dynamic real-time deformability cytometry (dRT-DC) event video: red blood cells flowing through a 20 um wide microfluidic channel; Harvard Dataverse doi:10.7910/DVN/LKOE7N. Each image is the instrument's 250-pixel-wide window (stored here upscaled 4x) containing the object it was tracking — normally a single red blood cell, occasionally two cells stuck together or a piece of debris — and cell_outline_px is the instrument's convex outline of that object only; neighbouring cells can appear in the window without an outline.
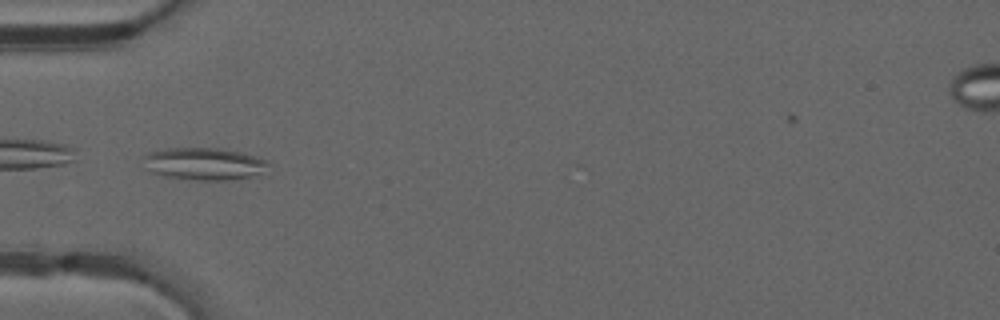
{"species": "common noctule bat (a hibernating species)", "species_latin": "Nyctalus noctula", "temperature_condition": "warm", "stored_images_in_passage": 25, "camera_frame_rate_fps": 3000, "um_per_image_px": 0.085, "animal": {"sex": "male", "forearm_length_mm": 52.5}, "frame": {"image": 1, "passage_image": 1, "time_ms": 0.0, "image_size_px": [1000, 320], "cell_outline_px": [[272, 164], [268, 176], [236, 180], [196, 180], [164, 176], [152, 172], [144, 168], [144, 156], [148, 152], [168, 148], [220, 148], [240, 152], [256, 156], [268, 160]], "centroid_in_image_um": [17.52, 13.95], "position_along_channel_um": 67.5, "area_um2": 24.57}}
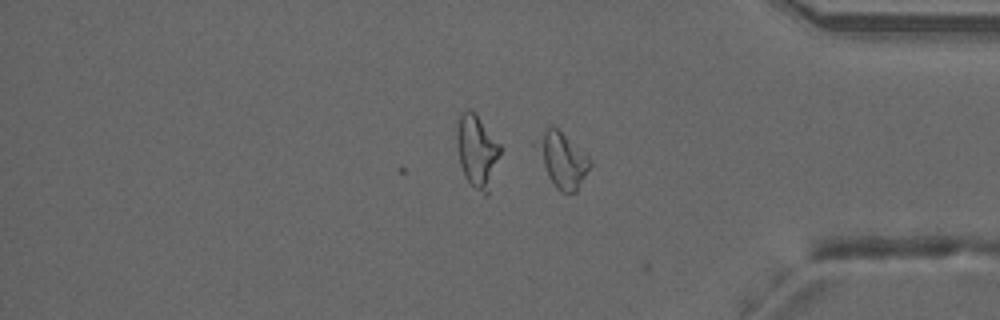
{"frame": {"image": 2, "passage_image": 25, "time_ms": 8.0, "image_size_px": [1000, 320], "cell_outline_px": [[592, 164], [576, 192], [560, 192], [556, 188], [532, 144], [532, 140], [548, 124], [552, 124], [588, 156], [592, 160]], "centroid_in_image_um": [47.74, 13.52], "position_along_channel_um": 387.5, "area_um2": 17.22}, "authors_computed_cell_mechanics": {"area_um2": 14.3922, "velocity_mm_per_s": 4.1775, "shape_relaxation_time_tau1_ms": null, "shape_relaxation_time_tau2_ms": 2.1254, "deformation_change_tau1": null, "deformation_change_tau2": 0.0808}}